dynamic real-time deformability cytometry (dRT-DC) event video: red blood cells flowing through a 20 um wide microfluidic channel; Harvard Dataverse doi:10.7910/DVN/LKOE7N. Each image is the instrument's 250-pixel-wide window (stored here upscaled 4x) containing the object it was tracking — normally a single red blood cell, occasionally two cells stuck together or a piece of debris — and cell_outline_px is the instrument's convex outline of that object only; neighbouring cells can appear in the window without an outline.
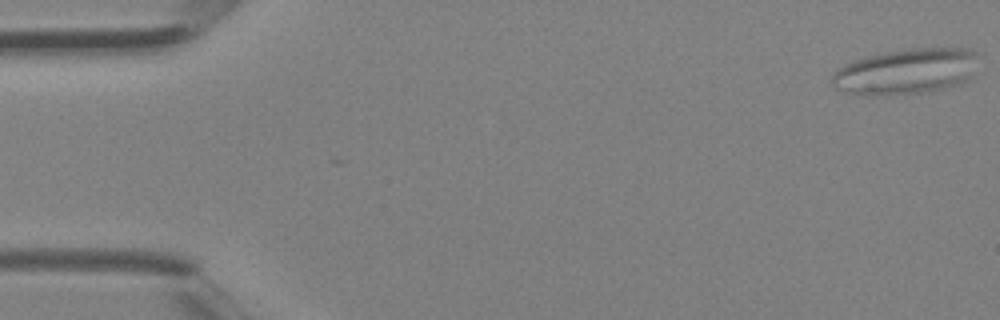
{"species": "Egyptian fruit bat (a non-hibernating species)", "species_latin": "Rousettus aegyptiacus", "temperature_condition": "room temperature", "stored_images_in_passage": 40, "camera_frame_rate_fps": 3000, "um_per_image_px": 0.085, "animal": {"sex": "female"}, "frame": {"image": 1, "passage_image": 1, "time_ms": 0.0, "image_size_px": [1000, 320], "cell_outline_px": [[976, 52], [972, 80], [960, 84], [944, 88], [920, 92], [888, 96], [856, 96], [844, 92], [836, 88], [832, 84], [832, 72], [836, 68], [844, 64], [868, 56], [884, 52], [912, 48], [968, 48]], "centroid_in_image_um": [76.96, 6.1], "position_along_channel_um": 8.0, "area_um2": 39.42}}
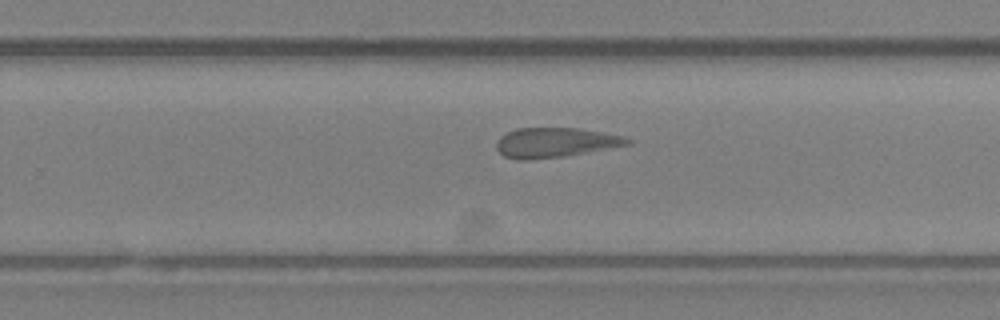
{"frame": {"image": 2, "passage_image": 26, "time_ms": 8.333, "image_size_px": [1000, 320], "cell_outline_px": [[632, 144], [588, 152], [564, 156], [524, 160], [516, 160], [504, 156], [496, 148], [496, 144], [500, 136], [516, 128], [576, 128], [600, 132], [620, 136], [632, 140]], "centroid_in_image_um": [47.16, 12.12], "position_along_channel_um": 282.6, "area_um2": 22.48}}
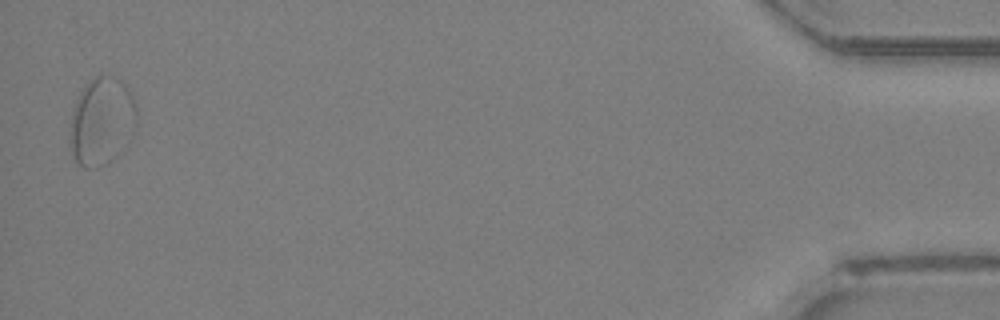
{"frame": {"image": 3, "passage_image": 40, "time_ms": 13.0, "image_size_px": [1000, 320], "cell_outline_px": [[136, 124], [116, 156], [112, 160], [96, 168], [84, 168], [76, 164], [72, 160], [68, 140], [72, 112], [76, 100], [84, 84], [96, 76], [112, 76], [120, 80], [128, 88], [132, 96], [136, 108]], "centroid_in_image_um": [8.57, 10.33], "position_along_channel_um": 426.6, "area_um2": 34.22}}